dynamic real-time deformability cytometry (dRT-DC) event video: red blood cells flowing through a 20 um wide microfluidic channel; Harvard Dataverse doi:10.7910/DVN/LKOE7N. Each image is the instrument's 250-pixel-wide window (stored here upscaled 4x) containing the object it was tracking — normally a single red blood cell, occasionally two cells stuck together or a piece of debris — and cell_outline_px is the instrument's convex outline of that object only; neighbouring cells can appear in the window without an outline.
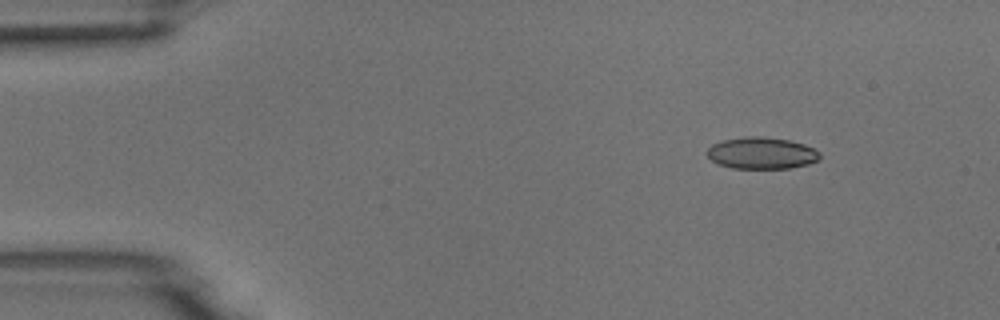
{"species": "common noctule bat (a hibernating species)", "species_latin": "Nyctalus noctula", "temperature_condition": "room temperature", "stored_images_in_passage": 7, "camera_frame_rate_fps": 3000, "um_per_image_px": 0.085, "animal": {"sex": "male", "body_mass_g": 18.8}, "frame": {"image": 1, "passage_image": 2, "time_ms": 1.0, "image_size_px": [1000, 320], "cell_outline_px": [[820, 160], [808, 164], [792, 168], [732, 168], [720, 164], [712, 160], [708, 156], [708, 148], [712, 144], [720, 140], [748, 136], [760, 136], [788, 140], [804, 144], [820, 152]], "centroid_in_image_um": [64.75, 13.01], "position_along_channel_um": 20.2, "area_um2": 20.81}}
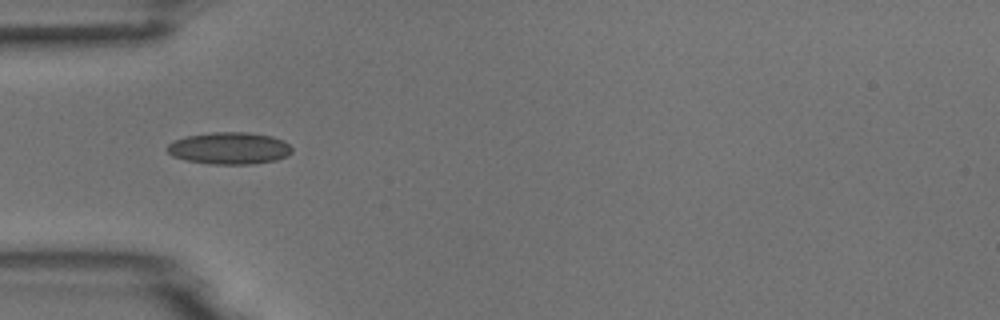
{"frame": {"image": 2, "passage_image": 4, "time_ms": 4.333, "image_size_px": [1000, 320], "cell_outline_px": [[292, 152], [288, 156], [276, 160], [252, 164], [212, 164], [184, 160], [172, 156], [164, 148], [168, 144], [176, 140], [188, 136], [212, 132], [248, 132], [272, 136], [284, 140], [292, 148]], "centroid_in_image_um": [19.5, 12.6], "position_along_channel_um": 65.5, "area_um2": 23.41}}